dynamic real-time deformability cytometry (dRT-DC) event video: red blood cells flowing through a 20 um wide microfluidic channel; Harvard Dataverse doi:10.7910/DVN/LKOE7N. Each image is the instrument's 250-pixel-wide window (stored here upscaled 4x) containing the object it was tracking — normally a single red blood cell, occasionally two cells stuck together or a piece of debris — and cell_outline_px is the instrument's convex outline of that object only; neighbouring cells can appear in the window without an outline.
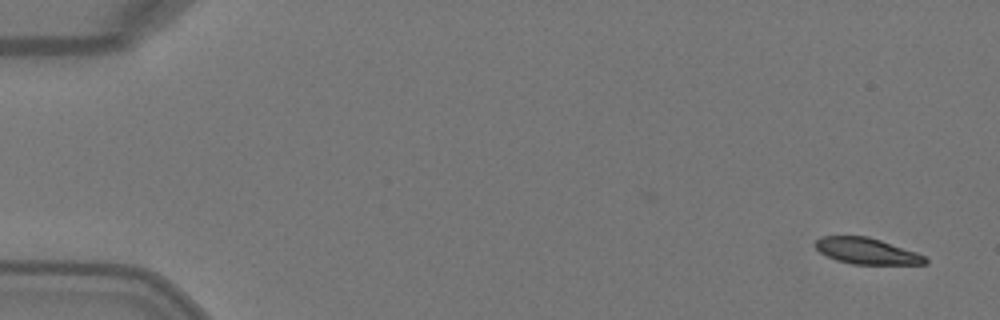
{"species": "Egyptian fruit bat (a non-hibernating species)", "species_latin": "Rousettus aegyptiacus", "temperature_condition": "warm", "stored_images_in_passage": 2, "camera_frame_rate_fps": 3000, "um_per_image_px": 0.085, "animal": {"sex": "female"}, "frame": {"image": 1, "passage_image": 2, "time_ms": 0.333, "image_size_px": [1000, 320], "cell_outline_px": [[928, 264], [852, 264], [836, 260], [820, 252], [812, 244], [820, 236], [868, 236], [916, 252], [924, 256], [928, 260]], "centroid_in_image_um": [73.64, 21.33], "position_along_channel_um": 11.4, "area_um2": 16.7}}